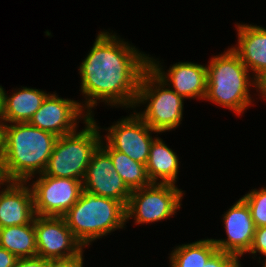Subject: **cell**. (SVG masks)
Returning <instances> with one entry per match:
<instances>
[{
    "instance_id": "6da1fadb",
    "label": "cell",
    "mask_w": 266,
    "mask_h": 267,
    "mask_svg": "<svg viewBox=\"0 0 266 267\" xmlns=\"http://www.w3.org/2000/svg\"><path fill=\"white\" fill-rule=\"evenodd\" d=\"M149 54L140 52L114 32L100 31L79 66L80 103L90 117L100 102L111 107L134 109L142 73L149 67ZM98 101V102H97Z\"/></svg>"
},
{
    "instance_id": "7a4b0ae2",
    "label": "cell",
    "mask_w": 266,
    "mask_h": 267,
    "mask_svg": "<svg viewBox=\"0 0 266 267\" xmlns=\"http://www.w3.org/2000/svg\"><path fill=\"white\" fill-rule=\"evenodd\" d=\"M57 138L28 122L4 123L2 154L10 177L14 181H28L42 174Z\"/></svg>"
},
{
    "instance_id": "3957f363",
    "label": "cell",
    "mask_w": 266,
    "mask_h": 267,
    "mask_svg": "<svg viewBox=\"0 0 266 267\" xmlns=\"http://www.w3.org/2000/svg\"><path fill=\"white\" fill-rule=\"evenodd\" d=\"M250 74L231 48L213 56L207 65V92L204 100L228 108L240 116L254 101L249 86H254L261 93V85Z\"/></svg>"
},
{
    "instance_id": "277c9868",
    "label": "cell",
    "mask_w": 266,
    "mask_h": 267,
    "mask_svg": "<svg viewBox=\"0 0 266 267\" xmlns=\"http://www.w3.org/2000/svg\"><path fill=\"white\" fill-rule=\"evenodd\" d=\"M77 241L86 248L126 225V206L113 198L102 197L85 190L77 202L63 215Z\"/></svg>"
},
{
    "instance_id": "5b68a950",
    "label": "cell",
    "mask_w": 266,
    "mask_h": 267,
    "mask_svg": "<svg viewBox=\"0 0 266 267\" xmlns=\"http://www.w3.org/2000/svg\"><path fill=\"white\" fill-rule=\"evenodd\" d=\"M84 124L85 127L82 130L57 138L42 174L83 182L92 154L102 139L100 134L102 129L96 123L94 116Z\"/></svg>"
},
{
    "instance_id": "8992f818",
    "label": "cell",
    "mask_w": 266,
    "mask_h": 267,
    "mask_svg": "<svg viewBox=\"0 0 266 267\" xmlns=\"http://www.w3.org/2000/svg\"><path fill=\"white\" fill-rule=\"evenodd\" d=\"M184 98L178 95L148 67L141 76L134 109L146 108L137 115L159 134L176 129L183 119ZM142 104V105H141Z\"/></svg>"
},
{
    "instance_id": "52a82bcc",
    "label": "cell",
    "mask_w": 266,
    "mask_h": 267,
    "mask_svg": "<svg viewBox=\"0 0 266 267\" xmlns=\"http://www.w3.org/2000/svg\"><path fill=\"white\" fill-rule=\"evenodd\" d=\"M184 191L174 184L151 183L133 190L126 206V222L149 224L168 219L181 207Z\"/></svg>"
},
{
    "instance_id": "ba28073f",
    "label": "cell",
    "mask_w": 266,
    "mask_h": 267,
    "mask_svg": "<svg viewBox=\"0 0 266 267\" xmlns=\"http://www.w3.org/2000/svg\"><path fill=\"white\" fill-rule=\"evenodd\" d=\"M34 177L36 181H32L30 187L37 216L63 217L77 202L83 190L80 180L39 174V177L33 176L28 182Z\"/></svg>"
},
{
    "instance_id": "9c48e42d",
    "label": "cell",
    "mask_w": 266,
    "mask_h": 267,
    "mask_svg": "<svg viewBox=\"0 0 266 267\" xmlns=\"http://www.w3.org/2000/svg\"><path fill=\"white\" fill-rule=\"evenodd\" d=\"M37 256L49 260L79 257L84 247L73 236L63 217L35 216Z\"/></svg>"
},
{
    "instance_id": "30bf717a",
    "label": "cell",
    "mask_w": 266,
    "mask_h": 267,
    "mask_svg": "<svg viewBox=\"0 0 266 267\" xmlns=\"http://www.w3.org/2000/svg\"><path fill=\"white\" fill-rule=\"evenodd\" d=\"M133 113L119 119L105 129L108 133L103 138L111 148L125 153L134 161L146 165L150 146L156 138L152 136V132L157 134L158 132L151 129L134 109Z\"/></svg>"
},
{
    "instance_id": "8fae6325",
    "label": "cell",
    "mask_w": 266,
    "mask_h": 267,
    "mask_svg": "<svg viewBox=\"0 0 266 267\" xmlns=\"http://www.w3.org/2000/svg\"><path fill=\"white\" fill-rule=\"evenodd\" d=\"M80 103L59 97L57 93H49L28 123L57 137L71 134L78 129L79 120L84 123L90 118L83 112Z\"/></svg>"
},
{
    "instance_id": "7c38bea8",
    "label": "cell",
    "mask_w": 266,
    "mask_h": 267,
    "mask_svg": "<svg viewBox=\"0 0 266 267\" xmlns=\"http://www.w3.org/2000/svg\"><path fill=\"white\" fill-rule=\"evenodd\" d=\"M82 184L83 190L116 199L125 206L132 192L115 170L109 154L100 145L92 154Z\"/></svg>"
},
{
    "instance_id": "4fadbf2b",
    "label": "cell",
    "mask_w": 266,
    "mask_h": 267,
    "mask_svg": "<svg viewBox=\"0 0 266 267\" xmlns=\"http://www.w3.org/2000/svg\"><path fill=\"white\" fill-rule=\"evenodd\" d=\"M158 60V61H157ZM159 58L149 57V67L171 89L184 99H205L207 92V65L178 62L165 72Z\"/></svg>"
},
{
    "instance_id": "5bb4252c",
    "label": "cell",
    "mask_w": 266,
    "mask_h": 267,
    "mask_svg": "<svg viewBox=\"0 0 266 267\" xmlns=\"http://www.w3.org/2000/svg\"><path fill=\"white\" fill-rule=\"evenodd\" d=\"M222 216L227 238L212 240L218 251L230 253L239 259L249 252L254 239L256 227L250 208L239 198Z\"/></svg>"
},
{
    "instance_id": "9a60e30c",
    "label": "cell",
    "mask_w": 266,
    "mask_h": 267,
    "mask_svg": "<svg viewBox=\"0 0 266 267\" xmlns=\"http://www.w3.org/2000/svg\"><path fill=\"white\" fill-rule=\"evenodd\" d=\"M237 44L230 48L262 86L266 82V28L237 23Z\"/></svg>"
},
{
    "instance_id": "2e32d148",
    "label": "cell",
    "mask_w": 266,
    "mask_h": 267,
    "mask_svg": "<svg viewBox=\"0 0 266 267\" xmlns=\"http://www.w3.org/2000/svg\"><path fill=\"white\" fill-rule=\"evenodd\" d=\"M28 181H13L0 191V228L30 224L36 214Z\"/></svg>"
},
{
    "instance_id": "e0dca14e",
    "label": "cell",
    "mask_w": 266,
    "mask_h": 267,
    "mask_svg": "<svg viewBox=\"0 0 266 267\" xmlns=\"http://www.w3.org/2000/svg\"><path fill=\"white\" fill-rule=\"evenodd\" d=\"M49 94L40 89L22 87L16 89L8 96L3 90V114L4 123L29 122L34 113L41 107L42 102Z\"/></svg>"
},
{
    "instance_id": "ac0fdd59",
    "label": "cell",
    "mask_w": 266,
    "mask_h": 267,
    "mask_svg": "<svg viewBox=\"0 0 266 267\" xmlns=\"http://www.w3.org/2000/svg\"><path fill=\"white\" fill-rule=\"evenodd\" d=\"M179 165L177 154L160 137H156L150 146L146 164L150 181L175 185L178 179Z\"/></svg>"
},
{
    "instance_id": "d6986e66",
    "label": "cell",
    "mask_w": 266,
    "mask_h": 267,
    "mask_svg": "<svg viewBox=\"0 0 266 267\" xmlns=\"http://www.w3.org/2000/svg\"><path fill=\"white\" fill-rule=\"evenodd\" d=\"M0 247L17 258L37 256L34 220L30 224L0 228Z\"/></svg>"
},
{
    "instance_id": "ffe728a7",
    "label": "cell",
    "mask_w": 266,
    "mask_h": 267,
    "mask_svg": "<svg viewBox=\"0 0 266 267\" xmlns=\"http://www.w3.org/2000/svg\"><path fill=\"white\" fill-rule=\"evenodd\" d=\"M100 146L109 154L115 170L131 191L152 183L148 177L146 165L134 161L125 153L111 148L104 142L103 138L101 139Z\"/></svg>"
},
{
    "instance_id": "44dd1931",
    "label": "cell",
    "mask_w": 266,
    "mask_h": 267,
    "mask_svg": "<svg viewBox=\"0 0 266 267\" xmlns=\"http://www.w3.org/2000/svg\"><path fill=\"white\" fill-rule=\"evenodd\" d=\"M217 251L212 238L178 245L170 253V266L203 267Z\"/></svg>"
},
{
    "instance_id": "7402d4cb",
    "label": "cell",
    "mask_w": 266,
    "mask_h": 267,
    "mask_svg": "<svg viewBox=\"0 0 266 267\" xmlns=\"http://www.w3.org/2000/svg\"><path fill=\"white\" fill-rule=\"evenodd\" d=\"M241 198L250 208L255 227L266 226V187L254 188Z\"/></svg>"
},
{
    "instance_id": "603a6c76",
    "label": "cell",
    "mask_w": 266,
    "mask_h": 267,
    "mask_svg": "<svg viewBox=\"0 0 266 267\" xmlns=\"http://www.w3.org/2000/svg\"><path fill=\"white\" fill-rule=\"evenodd\" d=\"M241 262L236 256L217 251L203 267H241Z\"/></svg>"
},
{
    "instance_id": "cb8c5ba5",
    "label": "cell",
    "mask_w": 266,
    "mask_h": 267,
    "mask_svg": "<svg viewBox=\"0 0 266 267\" xmlns=\"http://www.w3.org/2000/svg\"><path fill=\"white\" fill-rule=\"evenodd\" d=\"M248 253L253 256L266 253V226L255 228L253 243Z\"/></svg>"
},
{
    "instance_id": "d4e9b609",
    "label": "cell",
    "mask_w": 266,
    "mask_h": 267,
    "mask_svg": "<svg viewBox=\"0 0 266 267\" xmlns=\"http://www.w3.org/2000/svg\"><path fill=\"white\" fill-rule=\"evenodd\" d=\"M49 259L39 256L30 258H18L14 267H48Z\"/></svg>"
},
{
    "instance_id": "484cf974",
    "label": "cell",
    "mask_w": 266,
    "mask_h": 267,
    "mask_svg": "<svg viewBox=\"0 0 266 267\" xmlns=\"http://www.w3.org/2000/svg\"><path fill=\"white\" fill-rule=\"evenodd\" d=\"M84 256L83 253L76 258L67 260H49L48 267H84Z\"/></svg>"
},
{
    "instance_id": "4316f807",
    "label": "cell",
    "mask_w": 266,
    "mask_h": 267,
    "mask_svg": "<svg viewBox=\"0 0 266 267\" xmlns=\"http://www.w3.org/2000/svg\"><path fill=\"white\" fill-rule=\"evenodd\" d=\"M18 258L6 250L0 247V267H14Z\"/></svg>"
},
{
    "instance_id": "83f0119b",
    "label": "cell",
    "mask_w": 266,
    "mask_h": 267,
    "mask_svg": "<svg viewBox=\"0 0 266 267\" xmlns=\"http://www.w3.org/2000/svg\"><path fill=\"white\" fill-rule=\"evenodd\" d=\"M13 181L8 173L5 158L0 152V188L1 186H9Z\"/></svg>"
},
{
    "instance_id": "f1b7e54d",
    "label": "cell",
    "mask_w": 266,
    "mask_h": 267,
    "mask_svg": "<svg viewBox=\"0 0 266 267\" xmlns=\"http://www.w3.org/2000/svg\"><path fill=\"white\" fill-rule=\"evenodd\" d=\"M3 127H4V122L3 119L0 118V152H2L3 149Z\"/></svg>"
},
{
    "instance_id": "f546056e",
    "label": "cell",
    "mask_w": 266,
    "mask_h": 267,
    "mask_svg": "<svg viewBox=\"0 0 266 267\" xmlns=\"http://www.w3.org/2000/svg\"><path fill=\"white\" fill-rule=\"evenodd\" d=\"M3 90L4 88L0 85V118H2L3 114Z\"/></svg>"
},
{
    "instance_id": "4dcf8cb0",
    "label": "cell",
    "mask_w": 266,
    "mask_h": 267,
    "mask_svg": "<svg viewBox=\"0 0 266 267\" xmlns=\"http://www.w3.org/2000/svg\"><path fill=\"white\" fill-rule=\"evenodd\" d=\"M263 99H266V82L261 86V95Z\"/></svg>"
},
{
    "instance_id": "1f68e13d",
    "label": "cell",
    "mask_w": 266,
    "mask_h": 267,
    "mask_svg": "<svg viewBox=\"0 0 266 267\" xmlns=\"http://www.w3.org/2000/svg\"><path fill=\"white\" fill-rule=\"evenodd\" d=\"M264 256H265V258H266V253L265 254H263ZM264 263V264H263ZM262 264H263V266L262 267H266V259H264V261L262 260Z\"/></svg>"
}]
</instances>
